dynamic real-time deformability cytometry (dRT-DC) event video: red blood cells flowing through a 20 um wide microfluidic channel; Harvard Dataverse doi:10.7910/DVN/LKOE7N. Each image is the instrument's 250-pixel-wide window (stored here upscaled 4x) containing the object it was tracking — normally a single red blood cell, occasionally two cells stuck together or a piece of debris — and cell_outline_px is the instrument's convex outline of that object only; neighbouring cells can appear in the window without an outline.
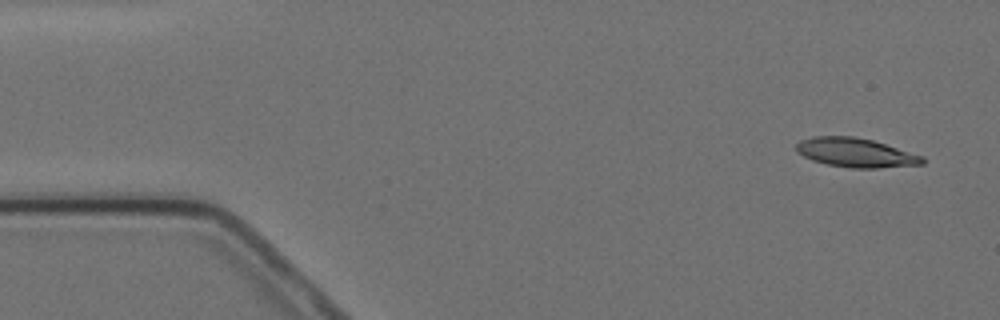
{"species": "Egyptian fruit bat (a non-hibernating species)", "species_latin": "Rousettus aegyptiacus", "temperature_condition": "cold", "stored_images_in_passage": 5, "camera_frame_rate_fps": 3000, "um_per_image_px": 0.085, "animal": {"sex": "female"}, "frame": {"image": 1, "passage_image": 1, "time_ms": 0.0, "image_size_px": [1000, 320], "cell_outline_px": [[928, 160], [924, 164], [876, 168], [852, 168], [828, 164], [812, 160], [796, 152], [796, 144], [800, 140], [812, 136], [852, 136], [872, 140], [924, 156]], "centroid_in_image_um": [72.75, 12.97], "position_along_channel_um": 12.3, "area_um2": 21.44}}
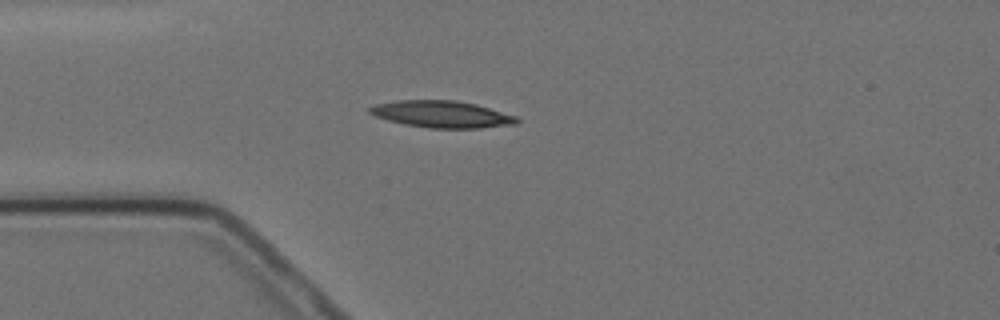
{"frame": {"image": 2, "passage_image": 4, "time_ms": 3.667, "image_size_px": [1000, 320], "cell_outline_px": [[520, 120], [516, 124], [480, 128], [428, 128], [404, 124], [388, 120], [376, 116], [368, 112], [368, 108], [376, 104], [396, 100], [456, 100], [476, 104], [516, 116]], "centroid_in_image_um": [37.55, 9.71], "position_along_channel_um": 47.4, "area_um2": 23.0}}